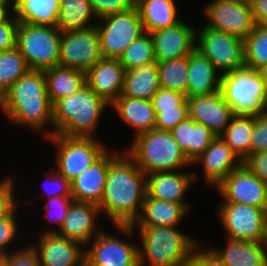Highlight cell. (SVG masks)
<instances>
[{
    "instance_id": "obj_49",
    "label": "cell",
    "mask_w": 267,
    "mask_h": 266,
    "mask_svg": "<svg viewBox=\"0 0 267 266\" xmlns=\"http://www.w3.org/2000/svg\"><path fill=\"white\" fill-rule=\"evenodd\" d=\"M242 164L260 180L267 183V150L250 154Z\"/></svg>"
},
{
    "instance_id": "obj_13",
    "label": "cell",
    "mask_w": 267,
    "mask_h": 266,
    "mask_svg": "<svg viewBox=\"0 0 267 266\" xmlns=\"http://www.w3.org/2000/svg\"><path fill=\"white\" fill-rule=\"evenodd\" d=\"M203 14L207 19L206 27L242 40L255 26L249 0H212L205 4Z\"/></svg>"
},
{
    "instance_id": "obj_43",
    "label": "cell",
    "mask_w": 267,
    "mask_h": 266,
    "mask_svg": "<svg viewBox=\"0 0 267 266\" xmlns=\"http://www.w3.org/2000/svg\"><path fill=\"white\" fill-rule=\"evenodd\" d=\"M14 174L9 173L0 179V219L8 217L20 202L16 199V179Z\"/></svg>"
},
{
    "instance_id": "obj_11",
    "label": "cell",
    "mask_w": 267,
    "mask_h": 266,
    "mask_svg": "<svg viewBox=\"0 0 267 266\" xmlns=\"http://www.w3.org/2000/svg\"><path fill=\"white\" fill-rule=\"evenodd\" d=\"M196 49L222 74L246 68L244 40L206 27L197 28Z\"/></svg>"
},
{
    "instance_id": "obj_8",
    "label": "cell",
    "mask_w": 267,
    "mask_h": 266,
    "mask_svg": "<svg viewBox=\"0 0 267 266\" xmlns=\"http://www.w3.org/2000/svg\"><path fill=\"white\" fill-rule=\"evenodd\" d=\"M112 227L126 240L103 229L85 246V266H139L138 245L129 240L136 234L133 226Z\"/></svg>"
},
{
    "instance_id": "obj_56",
    "label": "cell",
    "mask_w": 267,
    "mask_h": 266,
    "mask_svg": "<svg viewBox=\"0 0 267 266\" xmlns=\"http://www.w3.org/2000/svg\"><path fill=\"white\" fill-rule=\"evenodd\" d=\"M266 213H267V195H266Z\"/></svg>"
},
{
    "instance_id": "obj_27",
    "label": "cell",
    "mask_w": 267,
    "mask_h": 266,
    "mask_svg": "<svg viewBox=\"0 0 267 266\" xmlns=\"http://www.w3.org/2000/svg\"><path fill=\"white\" fill-rule=\"evenodd\" d=\"M151 101L156 113V129L170 131L188 117L187 97L179 91L161 87Z\"/></svg>"
},
{
    "instance_id": "obj_32",
    "label": "cell",
    "mask_w": 267,
    "mask_h": 266,
    "mask_svg": "<svg viewBox=\"0 0 267 266\" xmlns=\"http://www.w3.org/2000/svg\"><path fill=\"white\" fill-rule=\"evenodd\" d=\"M47 95L53 105L57 100L69 96L86 84V73L72 68L55 66L44 70Z\"/></svg>"
},
{
    "instance_id": "obj_31",
    "label": "cell",
    "mask_w": 267,
    "mask_h": 266,
    "mask_svg": "<svg viewBox=\"0 0 267 266\" xmlns=\"http://www.w3.org/2000/svg\"><path fill=\"white\" fill-rule=\"evenodd\" d=\"M161 88L157 63L125 71L121 96L151 100Z\"/></svg>"
},
{
    "instance_id": "obj_26",
    "label": "cell",
    "mask_w": 267,
    "mask_h": 266,
    "mask_svg": "<svg viewBox=\"0 0 267 266\" xmlns=\"http://www.w3.org/2000/svg\"><path fill=\"white\" fill-rule=\"evenodd\" d=\"M225 246H207L226 266H267L263 242L226 238Z\"/></svg>"
},
{
    "instance_id": "obj_33",
    "label": "cell",
    "mask_w": 267,
    "mask_h": 266,
    "mask_svg": "<svg viewBox=\"0 0 267 266\" xmlns=\"http://www.w3.org/2000/svg\"><path fill=\"white\" fill-rule=\"evenodd\" d=\"M97 22L89 0H60L57 27L61 32L88 29Z\"/></svg>"
},
{
    "instance_id": "obj_23",
    "label": "cell",
    "mask_w": 267,
    "mask_h": 266,
    "mask_svg": "<svg viewBox=\"0 0 267 266\" xmlns=\"http://www.w3.org/2000/svg\"><path fill=\"white\" fill-rule=\"evenodd\" d=\"M108 167L109 149L71 182L73 199L99 205L104 193Z\"/></svg>"
},
{
    "instance_id": "obj_22",
    "label": "cell",
    "mask_w": 267,
    "mask_h": 266,
    "mask_svg": "<svg viewBox=\"0 0 267 266\" xmlns=\"http://www.w3.org/2000/svg\"><path fill=\"white\" fill-rule=\"evenodd\" d=\"M125 71L119 59L102 58L86 72V84L111 105L121 95Z\"/></svg>"
},
{
    "instance_id": "obj_50",
    "label": "cell",
    "mask_w": 267,
    "mask_h": 266,
    "mask_svg": "<svg viewBox=\"0 0 267 266\" xmlns=\"http://www.w3.org/2000/svg\"><path fill=\"white\" fill-rule=\"evenodd\" d=\"M249 3L254 23L267 27V0H249Z\"/></svg>"
},
{
    "instance_id": "obj_48",
    "label": "cell",
    "mask_w": 267,
    "mask_h": 266,
    "mask_svg": "<svg viewBox=\"0 0 267 266\" xmlns=\"http://www.w3.org/2000/svg\"><path fill=\"white\" fill-rule=\"evenodd\" d=\"M182 266H226L217 256L207 247L198 244L188 259Z\"/></svg>"
},
{
    "instance_id": "obj_38",
    "label": "cell",
    "mask_w": 267,
    "mask_h": 266,
    "mask_svg": "<svg viewBox=\"0 0 267 266\" xmlns=\"http://www.w3.org/2000/svg\"><path fill=\"white\" fill-rule=\"evenodd\" d=\"M29 70L24 56L16 47L0 52V98L19 77Z\"/></svg>"
},
{
    "instance_id": "obj_29",
    "label": "cell",
    "mask_w": 267,
    "mask_h": 266,
    "mask_svg": "<svg viewBox=\"0 0 267 266\" xmlns=\"http://www.w3.org/2000/svg\"><path fill=\"white\" fill-rule=\"evenodd\" d=\"M185 156L192 163L217 137L211 130L189 116L170 130Z\"/></svg>"
},
{
    "instance_id": "obj_14",
    "label": "cell",
    "mask_w": 267,
    "mask_h": 266,
    "mask_svg": "<svg viewBox=\"0 0 267 266\" xmlns=\"http://www.w3.org/2000/svg\"><path fill=\"white\" fill-rule=\"evenodd\" d=\"M103 58L97 27L62 32L59 66L87 72Z\"/></svg>"
},
{
    "instance_id": "obj_55",
    "label": "cell",
    "mask_w": 267,
    "mask_h": 266,
    "mask_svg": "<svg viewBox=\"0 0 267 266\" xmlns=\"http://www.w3.org/2000/svg\"><path fill=\"white\" fill-rule=\"evenodd\" d=\"M0 266H6V265L0 260Z\"/></svg>"
},
{
    "instance_id": "obj_16",
    "label": "cell",
    "mask_w": 267,
    "mask_h": 266,
    "mask_svg": "<svg viewBox=\"0 0 267 266\" xmlns=\"http://www.w3.org/2000/svg\"><path fill=\"white\" fill-rule=\"evenodd\" d=\"M186 170L147 174V195L159 200L182 204L191 213L192 207L185 198L194 182L198 181L199 174L194 169Z\"/></svg>"
},
{
    "instance_id": "obj_7",
    "label": "cell",
    "mask_w": 267,
    "mask_h": 266,
    "mask_svg": "<svg viewBox=\"0 0 267 266\" xmlns=\"http://www.w3.org/2000/svg\"><path fill=\"white\" fill-rule=\"evenodd\" d=\"M61 34L57 26L19 22L16 48L24 56L30 70L44 71L59 66Z\"/></svg>"
},
{
    "instance_id": "obj_39",
    "label": "cell",
    "mask_w": 267,
    "mask_h": 266,
    "mask_svg": "<svg viewBox=\"0 0 267 266\" xmlns=\"http://www.w3.org/2000/svg\"><path fill=\"white\" fill-rule=\"evenodd\" d=\"M245 66L257 71L267 64V27L254 26L244 40Z\"/></svg>"
},
{
    "instance_id": "obj_5",
    "label": "cell",
    "mask_w": 267,
    "mask_h": 266,
    "mask_svg": "<svg viewBox=\"0 0 267 266\" xmlns=\"http://www.w3.org/2000/svg\"><path fill=\"white\" fill-rule=\"evenodd\" d=\"M125 152L146 175L192 167L170 131L152 129L131 140Z\"/></svg>"
},
{
    "instance_id": "obj_37",
    "label": "cell",
    "mask_w": 267,
    "mask_h": 266,
    "mask_svg": "<svg viewBox=\"0 0 267 266\" xmlns=\"http://www.w3.org/2000/svg\"><path fill=\"white\" fill-rule=\"evenodd\" d=\"M124 69L130 70L142 65L156 63L154 41L151 33L145 32L135 39L119 57Z\"/></svg>"
},
{
    "instance_id": "obj_36",
    "label": "cell",
    "mask_w": 267,
    "mask_h": 266,
    "mask_svg": "<svg viewBox=\"0 0 267 266\" xmlns=\"http://www.w3.org/2000/svg\"><path fill=\"white\" fill-rule=\"evenodd\" d=\"M162 88L179 91L187 97L188 56L156 62Z\"/></svg>"
},
{
    "instance_id": "obj_40",
    "label": "cell",
    "mask_w": 267,
    "mask_h": 266,
    "mask_svg": "<svg viewBox=\"0 0 267 266\" xmlns=\"http://www.w3.org/2000/svg\"><path fill=\"white\" fill-rule=\"evenodd\" d=\"M73 200V197L56 196L44 201L42 210L44 209L46 221L50 224H55L56 227L42 228L45 230L41 231V233H56L59 230Z\"/></svg>"
},
{
    "instance_id": "obj_2",
    "label": "cell",
    "mask_w": 267,
    "mask_h": 266,
    "mask_svg": "<svg viewBox=\"0 0 267 266\" xmlns=\"http://www.w3.org/2000/svg\"><path fill=\"white\" fill-rule=\"evenodd\" d=\"M0 110L17 128L41 133L44 139L53 136V108L44 71L29 70L19 77L1 96Z\"/></svg>"
},
{
    "instance_id": "obj_4",
    "label": "cell",
    "mask_w": 267,
    "mask_h": 266,
    "mask_svg": "<svg viewBox=\"0 0 267 266\" xmlns=\"http://www.w3.org/2000/svg\"><path fill=\"white\" fill-rule=\"evenodd\" d=\"M133 228L141 242L137 243L139 266H182L200 243L178 226Z\"/></svg>"
},
{
    "instance_id": "obj_47",
    "label": "cell",
    "mask_w": 267,
    "mask_h": 266,
    "mask_svg": "<svg viewBox=\"0 0 267 266\" xmlns=\"http://www.w3.org/2000/svg\"><path fill=\"white\" fill-rule=\"evenodd\" d=\"M18 20L12 12L0 23V52L11 50L16 47V32Z\"/></svg>"
},
{
    "instance_id": "obj_10",
    "label": "cell",
    "mask_w": 267,
    "mask_h": 266,
    "mask_svg": "<svg viewBox=\"0 0 267 266\" xmlns=\"http://www.w3.org/2000/svg\"><path fill=\"white\" fill-rule=\"evenodd\" d=\"M96 27L103 58L119 59L124 50L145 33L136 6L129 11L99 19Z\"/></svg>"
},
{
    "instance_id": "obj_20",
    "label": "cell",
    "mask_w": 267,
    "mask_h": 266,
    "mask_svg": "<svg viewBox=\"0 0 267 266\" xmlns=\"http://www.w3.org/2000/svg\"><path fill=\"white\" fill-rule=\"evenodd\" d=\"M181 20L174 26L152 32L156 62L189 56L196 48L197 27Z\"/></svg>"
},
{
    "instance_id": "obj_17",
    "label": "cell",
    "mask_w": 267,
    "mask_h": 266,
    "mask_svg": "<svg viewBox=\"0 0 267 266\" xmlns=\"http://www.w3.org/2000/svg\"><path fill=\"white\" fill-rule=\"evenodd\" d=\"M31 246L41 266H85V246L56 233H41Z\"/></svg>"
},
{
    "instance_id": "obj_25",
    "label": "cell",
    "mask_w": 267,
    "mask_h": 266,
    "mask_svg": "<svg viewBox=\"0 0 267 266\" xmlns=\"http://www.w3.org/2000/svg\"><path fill=\"white\" fill-rule=\"evenodd\" d=\"M110 107L131 127L135 136L155 129L156 113L151 100L119 96Z\"/></svg>"
},
{
    "instance_id": "obj_52",
    "label": "cell",
    "mask_w": 267,
    "mask_h": 266,
    "mask_svg": "<svg viewBox=\"0 0 267 266\" xmlns=\"http://www.w3.org/2000/svg\"><path fill=\"white\" fill-rule=\"evenodd\" d=\"M1 4L6 5L12 11H14L19 3V0H0Z\"/></svg>"
},
{
    "instance_id": "obj_1",
    "label": "cell",
    "mask_w": 267,
    "mask_h": 266,
    "mask_svg": "<svg viewBox=\"0 0 267 266\" xmlns=\"http://www.w3.org/2000/svg\"><path fill=\"white\" fill-rule=\"evenodd\" d=\"M116 150L109 149L106 183L98 207L112 225H132L142 212L147 175L125 150Z\"/></svg>"
},
{
    "instance_id": "obj_9",
    "label": "cell",
    "mask_w": 267,
    "mask_h": 266,
    "mask_svg": "<svg viewBox=\"0 0 267 266\" xmlns=\"http://www.w3.org/2000/svg\"><path fill=\"white\" fill-rule=\"evenodd\" d=\"M45 140L56 149L53 168L70 183L109 149L98 138L54 134Z\"/></svg>"
},
{
    "instance_id": "obj_12",
    "label": "cell",
    "mask_w": 267,
    "mask_h": 266,
    "mask_svg": "<svg viewBox=\"0 0 267 266\" xmlns=\"http://www.w3.org/2000/svg\"><path fill=\"white\" fill-rule=\"evenodd\" d=\"M221 203L217 213L226 238L241 241H264L267 225L265 209L232 202Z\"/></svg>"
},
{
    "instance_id": "obj_44",
    "label": "cell",
    "mask_w": 267,
    "mask_h": 266,
    "mask_svg": "<svg viewBox=\"0 0 267 266\" xmlns=\"http://www.w3.org/2000/svg\"><path fill=\"white\" fill-rule=\"evenodd\" d=\"M16 248L0 258L6 266H41L37 252L30 244Z\"/></svg>"
},
{
    "instance_id": "obj_51",
    "label": "cell",
    "mask_w": 267,
    "mask_h": 266,
    "mask_svg": "<svg viewBox=\"0 0 267 266\" xmlns=\"http://www.w3.org/2000/svg\"><path fill=\"white\" fill-rule=\"evenodd\" d=\"M13 11L0 3V23L3 22Z\"/></svg>"
},
{
    "instance_id": "obj_42",
    "label": "cell",
    "mask_w": 267,
    "mask_h": 266,
    "mask_svg": "<svg viewBox=\"0 0 267 266\" xmlns=\"http://www.w3.org/2000/svg\"><path fill=\"white\" fill-rule=\"evenodd\" d=\"M42 182V196L44 200L56 196L72 197L71 183L60 175L53 167L45 172ZM44 192V193H43Z\"/></svg>"
},
{
    "instance_id": "obj_6",
    "label": "cell",
    "mask_w": 267,
    "mask_h": 266,
    "mask_svg": "<svg viewBox=\"0 0 267 266\" xmlns=\"http://www.w3.org/2000/svg\"><path fill=\"white\" fill-rule=\"evenodd\" d=\"M220 90L235 115L255 116L267 110V87L255 70L222 74Z\"/></svg>"
},
{
    "instance_id": "obj_45",
    "label": "cell",
    "mask_w": 267,
    "mask_h": 266,
    "mask_svg": "<svg viewBox=\"0 0 267 266\" xmlns=\"http://www.w3.org/2000/svg\"><path fill=\"white\" fill-rule=\"evenodd\" d=\"M89 1L98 20L108 15L129 11L135 7L134 0H89Z\"/></svg>"
},
{
    "instance_id": "obj_15",
    "label": "cell",
    "mask_w": 267,
    "mask_h": 266,
    "mask_svg": "<svg viewBox=\"0 0 267 266\" xmlns=\"http://www.w3.org/2000/svg\"><path fill=\"white\" fill-rule=\"evenodd\" d=\"M221 202L249 205L266 210L267 183L243 164L234 169L216 188Z\"/></svg>"
},
{
    "instance_id": "obj_46",
    "label": "cell",
    "mask_w": 267,
    "mask_h": 266,
    "mask_svg": "<svg viewBox=\"0 0 267 266\" xmlns=\"http://www.w3.org/2000/svg\"><path fill=\"white\" fill-rule=\"evenodd\" d=\"M267 150V110L254 116L251 154Z\"/></svg>"
},
{
    "instance_id": "obj_34",
    "label": "cell",
    "mask_w": 267,
    "mask_h": 266,
    "mask_svg": "<svg viewBox=\"0 0 267 266\" xmlns=\"http://www.w3.org/2000/svg\"><path fill=\"white\" fill-rule=\"evenodd\" d=\"M60 0H19L13 11L18 22L57 26Z\"/></svg>"
},
{
    "instance_id": "obj_53",
    "label": "cell",
    "mask_w": 267,
    "mask_h": 266,
    "mask_svg": "<svg viewBox=\"0 0 267 266\" xmlns=\"http://www.w3.org/2000/svg\"><path fill=\"white\" fill-rule=\"evenodd\" d=\"M267 87V64L257 70Z\"/></svg>"
},
{
    "instance_id": "obj_54",
    "label": "cell",
    "mask_w": 267,
    "mask_h": 266,
    "mask_svg": "<svg viewBox=\"0 0 267 266\" xmlns=\"http://www.w3.org/2000/svg\"><path fill=\"white\" fill-rule=\"evenodd\" d=\"M263 244L265 248V253L267 255V225H266L265 238H264Z\"/></svg>"
},
{
    "instance_id": "obj_30",
    "label": "cell",
    "mask_w": 267,
    "mask_h": 266,
    "mask_svg": "<svg viewBox=\"0 0 267 266\" xmlns=\"http://www.w3.org/2000/svg\"><path fill=\"white\" fill-rule=\"evenodd\" d=\"M174 0H138V8L145 32H156L176 25L182 19Z\"/></svg>"
},
{
    "instance_id": "obj_35",
    "label": "cell",
    "mask_w": 267,
    "mask_h": 266,
    "mask_svg": "<svg viewBox=\"0 0 267 266\" xmlns=\"http://www.w3.org/2000/svg\"><path fill=\"white\" fill-rule=\"evenodd\" d=\"M254 133V116L234 115L229 125L219 135L232 151L243 161L251 154Z\"/></svg>"
},
{
    "instance_id": "obj_24",
    "label": "cell",
    "mask_w": 267,
    "mask_h": 266,
    "mask_svg": "<svg viewBox=\"0 0 267 266\" xmlns=\"http://www.w3.org/2000/svg\"><path fill=\"white\" fill-rule=\"evenodd\" d=\"M222 73L196 48L188 56L187 98L215 93L221 88Z\"/></svg>"
},
{
    "instance_id": "obj_21",
    "label": "cell",
    "mask_w": 267,
    "mask_h": 266,
    "mask_svg": "<svg viewBox=\"0 0 267 266\" xmlns=\"http://www.w3.org/2000/svg\"><path fill=\"white\" fill-rule=\"evenodd\" d=\"M99 217L101 212L98 205L73 200L56 234L86 246L103 230L99 227Z\"/></svg>"
},
{
    "instance_id": "obj_41",
    "label": "cell",
    "mask_w": 267,
    "mask_h": 266,
    "mask_svg": "<svg viewBox=\"0 0 267 266\" xmlns=\"http://www.w3.org/2000/svg\"><path fill=\"white\" fill-rule=\"evenodd\" d=\"M18 209L19 206L8 217L0 219V258L11 251H14L16 246L13 247L12 244H17L15 241L16 238L17 240L19 239L17 236L18 234L21 236L20 226L18 225L20 220L16 218L17 212L19 211ZM9 247H12L13 249Z\"/></svg>"
},
{
    "instance_id": "obj_19",
    "label": "cell",
    "mask_w": 267,
    "mask_h": 266,
    "mask_svg": "<svg viewBox=\"0 0 267 266\" xmlns=\"http://www.w3.org/2000/svg\"><path fill=\"white\" fill-rule=\"evenodd\" d=\"M241 164L242 161L220 136L192 162V166L201 165L204 184L214 188Z\"/></svg>"
},
{
    "instance_id": "obj_18",
    "label": "cell",
    "mask_w": 267,
    "mask_h": 266,
    "mask_svg": "<svg viewBox=\"0 0 267 266\" xmlns=\"http://www.w3.org/2000/svg\"><path fill=\"white\" fill-rule=\"evenodd\" d=\"M188 116L201 123L219 136L229 125L235 115L232 107L225 101L221 90L187 98Z\"/></svg>"
},
{
    "instance_id": "obj_3",
    "label": "cell",
    "mask_w": 267,
    "mask_h": 266,
    "mask_svg": "<svg viewBox=\"0 0 267 266\" xmlns=\"http://www.w3.org/2000/svg\"><path fill=\"white\" fill-rule=\"evenodd\" d=\"M108 107L110 108V104L87 84L83 85L75 93L52 105L53 135L97 139V128Z\"/></svg>"
},
{
    "instance_id": "obj_28",
    "label": "cell",
    "mask_w": 267,
    "mask_h": 266,
    "mask_svg": "<svg viewBox=\"0 0 267 266\" xmlns=\"http://www.w3.org/2000/svg\"><path fill=\"white\" fill-rule=\"evenodd\" d=\"M189 213L182 204L159 200L146 194L141 215L132 226H178Z\"/></svg>"
}]
</instances>
